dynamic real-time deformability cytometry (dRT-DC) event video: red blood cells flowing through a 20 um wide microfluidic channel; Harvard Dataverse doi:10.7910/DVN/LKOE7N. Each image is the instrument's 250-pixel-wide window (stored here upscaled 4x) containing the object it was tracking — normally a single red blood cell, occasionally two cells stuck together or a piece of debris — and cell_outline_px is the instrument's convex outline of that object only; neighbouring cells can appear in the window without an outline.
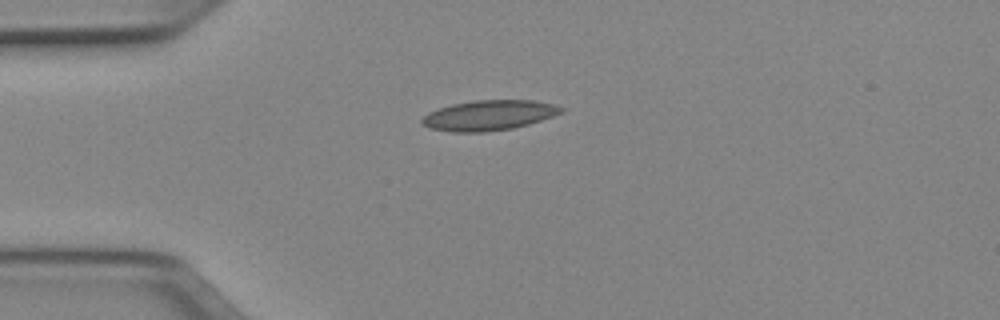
{"species": "Egyptian fruit bat (a non-hibernating species)", "species_latin": "Rousettus aegyptiacus", "temperature_condition": "cold", "stored_images_in_passage": 33, "camera_frame_rate_fps": 3000, "um_per_image_px": 0.085, "animal": {"sex": "female"}, "frame": {"image": 1, "passage_image": 1, "time_ms": 0.0, "image_size_px": [1000, 320], "cell_outline_px": [[564, 112], [528, 124], [512, 128], [484, 132], [452, 132], [428, 128], [420, 124], [420, 120], [428, 112], [452, 104], [472, 100], [532, 100], [552, 104], [564, 108]], "centroid_in_image_um": [41.51, 9.8], "position_along_channel_um": 43.5, "area_um2": 24.45}}
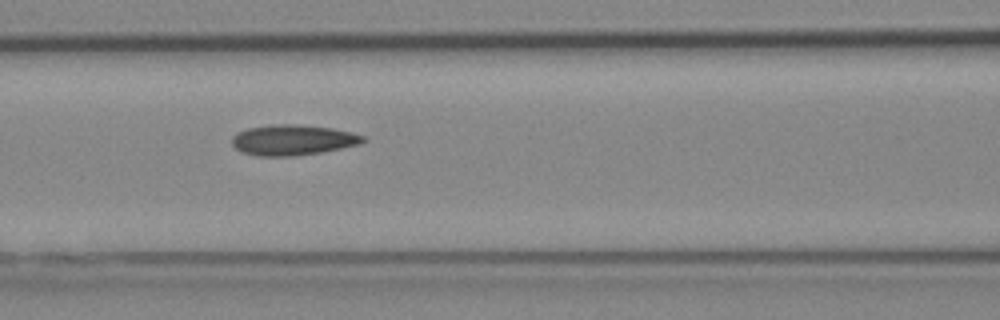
{"frame": {"image": 2, "passage_image": 10, "time_ms": 3.0, "image_size_px": [1000, 320], "cell_outline_px": [[368, 140], [360, 144], [320, 152], [292, 156], [256, 156], [240, 152], [232, 144], [232, 136], [248, 128], [272, 124], [296, 124], [332, 128], [352, 132], [364, 136]], "centroid_in_image_um": [24.89, 11.9], "position_along_channel_um": 141.7, "area_um2": 23.29}}
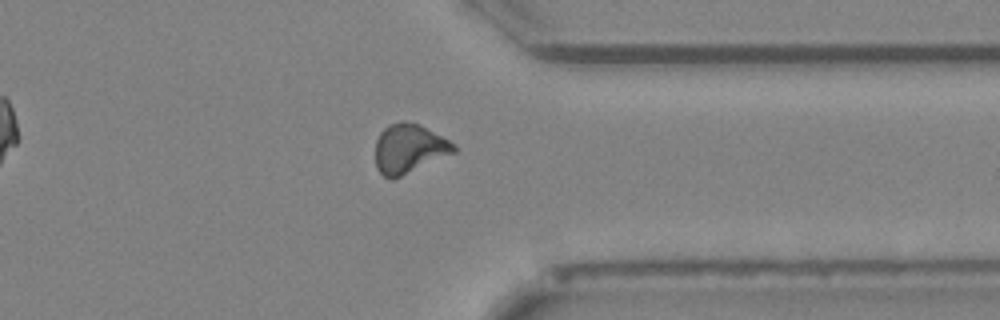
{"frame": {"image": 3, "passage_image": 28, "time_ms": 9.0, "image_size_px": [1000, 320], "cell_outline_px": [[456, 152], [392, 180], [384, 176], [376, 168], [376, 140], [380, 132], [388, 124], [400, 120], [404, 120], [420, 124], [456, 144]], "centroid_in_image_um": [34.76, 12.61], "position_along_channel_um": 376.6, "area_um2": 22.66}, "authors_computed_cell_mechanics": {"area_um2": 22.1952, "velocity_mm_per_s": 3.9846, "shape_relaxation_time_tau1_ms": 10.4823, "shape_relaxation_time_tau2_ms": 5.602, "deformation_change_tau1": 0.1865, "deformation_change_tau2": 0.1258}}